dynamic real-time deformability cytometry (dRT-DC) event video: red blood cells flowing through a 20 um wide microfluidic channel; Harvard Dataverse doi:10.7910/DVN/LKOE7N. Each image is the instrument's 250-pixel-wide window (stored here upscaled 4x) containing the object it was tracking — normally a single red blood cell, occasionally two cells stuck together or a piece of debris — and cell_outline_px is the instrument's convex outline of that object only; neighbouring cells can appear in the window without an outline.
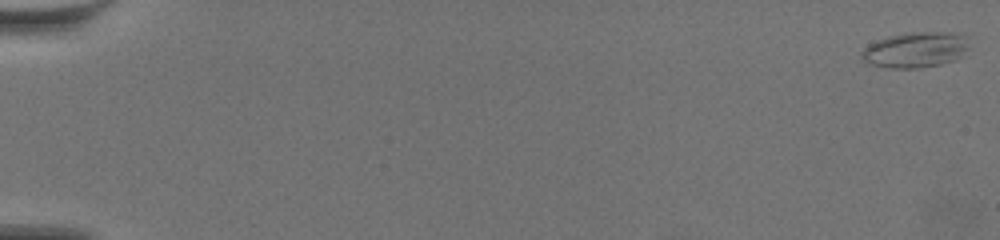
{"species": "common noctule bat (a hibernating species)", "species_latin": "Nyctalus noctula", "temperature_condition": "warm", "stored_images_in_passage": 49, "camera_frame_rate_fps": 3000, "um_per_image_px": 0.085, "animal": {"sex": "female", "body_mass_g": 19.5, "forearm_length_mm": 54.1}, "frame": {"image": 1, "passage_image": 1, "time_ms": 0.0, "image_size_px": [1000, 240], "cell_outline_px": [[968, 48], [956, 60], [940, 64], [916, 68], [888, 68], [868, 64], [860, 56], [860, 52], [868, 44], [876, 40], [888, 36], [916, 32], [952, 32], [968, 36]], "centroid_in_image_um": [77.8, 4.23], "position_along_channel_um": 7.2, "area_um2": 22.43}}
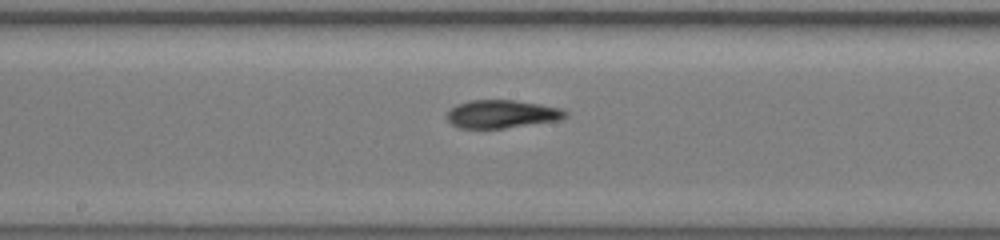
{"frame": {"image": 2, "passage_image": 29, "time_ms": 9.333, "image_size_px": [1000, 240], "cell_outline_px": [[568, 116], [560, 120], [504, 128], [460, 128], [452, 124], [448, 120], [448, 112], [456, 104], [468, 100], [512, 100], [540, 104], [560, 108], [568, 112]], "centroid_in_image_um": [42.67, 9.69], "position_along_channel_um": 205.5, "area_um2": 19.31}}
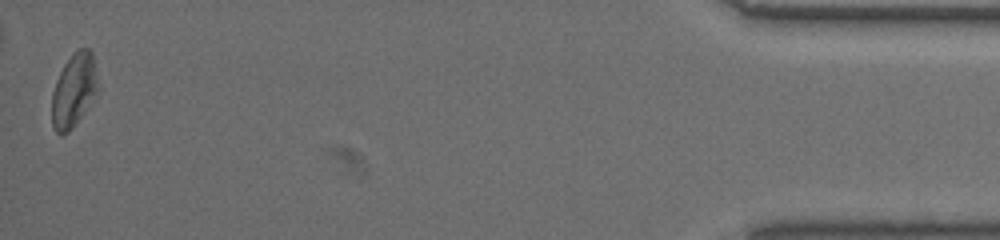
{"frame": {"image": 3, "passage_image": 49, "time_ms": 16.0, "image_size_px": [1000, 240], "cell_outline_px": [[96, 92], [72, 128], [68, 132], [60, 136], [52, 128], [52, 92], [56, 80], [64, 64], [72, 52], [80, 48], [88, 48], [92, 52], [96, 80]], "centroid_in_image_um": [6.21, 7.67], "position_along_channel_um": 429.0, "area_um2": 19.19}}